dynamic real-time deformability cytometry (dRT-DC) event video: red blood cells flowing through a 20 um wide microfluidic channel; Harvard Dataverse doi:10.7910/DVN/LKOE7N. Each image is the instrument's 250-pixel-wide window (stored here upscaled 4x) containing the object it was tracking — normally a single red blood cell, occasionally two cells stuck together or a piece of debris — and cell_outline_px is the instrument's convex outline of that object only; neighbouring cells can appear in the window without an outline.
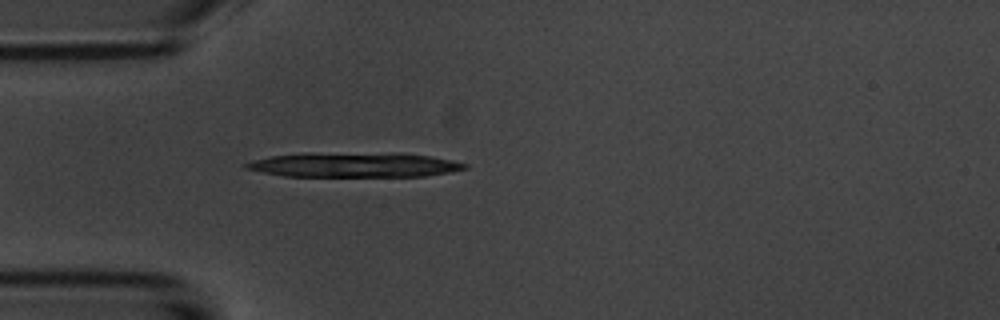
{"species": "common noctule bat (a hibernating species)", "species_latin": "Nyctalus noctula", "temperature_condition": "room temperature", "stored_images_in_passage": 3, "camera_frame_rate_fps": 3000, "um_per_image_px": 0.085, "animal": {"sex": "male", "body_mass_g": 20.1, "forearm_length_mm": 53.5}, "frame": {"image": 1, "passage_image": 3, "time_ms": 3.0, "image_size_px": [1000, 320], "cell_outline_px": [[468, 168], [452, 172], [424, 176], [284, 176], [244, 168], [244, 164], [252, 160], [272, 156], [304, 152], [312, 152], [432, 156], [452, 160], [468, 164]], "centroid_in_image_um": [30.06, 14.02], "position_along_channel_um": 54.9, "area_um2": 30.92}}